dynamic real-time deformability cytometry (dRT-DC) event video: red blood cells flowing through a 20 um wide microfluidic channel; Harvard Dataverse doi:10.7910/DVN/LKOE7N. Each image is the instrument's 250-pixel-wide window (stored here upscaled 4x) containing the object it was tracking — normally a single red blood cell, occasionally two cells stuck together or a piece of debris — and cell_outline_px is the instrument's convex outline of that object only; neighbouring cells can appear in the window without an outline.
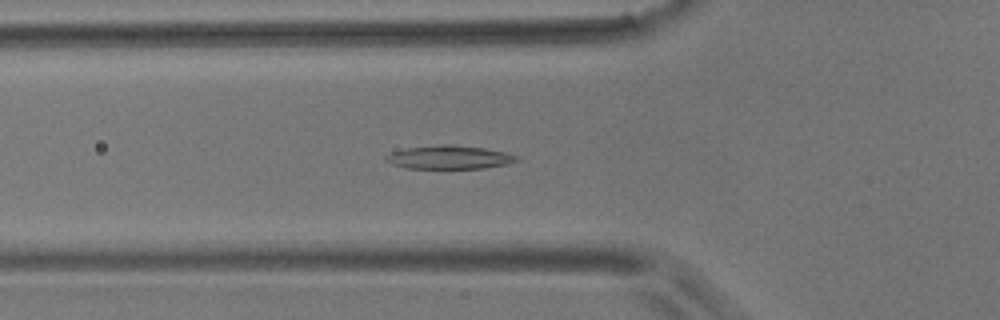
{"species": "common noctule bat (a hibernating species)", "species_latin": "Nyctalus noctula", "temperature_condition": "room temperature", "stored_images_in_passage": 54, "camera_frame_rate_fps": 3000, "um_per_image_px": 0.085, "animal": {"sex": "male", "body_mass_g": 17.9}, "frame": {"image": 1, "passage_image": 18, "time_ms": 5.667, "image_size_px": [1000, 320], "cell_outline_px": [[520, 160], [508, 164], [484, 168], [408, 168], [392, 164], [384, 160], [384, 156], [392, 152], [408, 148], [440, 144], [452, 144], [484, 148], [504, 152], [520, 156]], "centroid_in_image_um": [38.22, 13.36], "position_along_channel_um": 87.6, "area_um2": 17.92}}
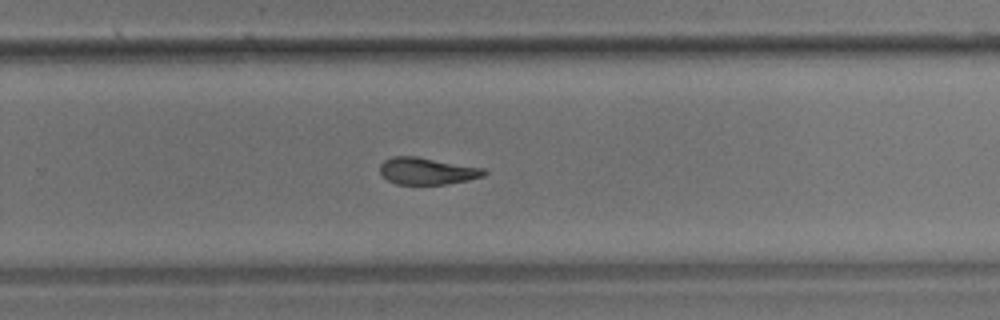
{"frame": {"image": 2, "passage_image": 35, "time_ms": 11.333, "image_size_px": [1000, 320], "cell_outline_px": [[488, 172], [484, 176], [468, 180], [444, 184], [396, 184], [388, 180], [380, 172], [380, 164], [384, 160], [392, 156], [416, 156], [484, 168]], "centroid_in_image_um": [36.3, 14.53], "position_along_channel_um": 293.5, "area_um2": 16.3}}
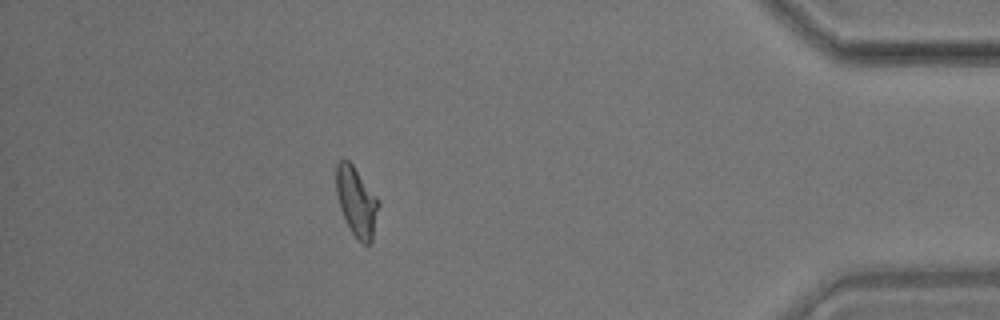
{"frame": {"image": 3, "passage_image": 48, "time_ms": 15.667, "image_size_px": [1000, 320], "cell_outline_px": [[380, 204], [372, 240], [368, 244], [364, 244], [356, 240], [344, 220], [340, 208], [336, 192], [336, 164], [340, 160], [348, 160], [352, 164], [380, 200]], "centroid_in_image_um": [30.31, 17.17], "position_along_channel_um": 404.9, "area_um2": 17.34}, "authors_computed_cell_mechanics": {"area_um2": 17.3978, "velocity_mm_per_s": 3.6325, "shape_relaxation_time_tau1_ms": 6.642, "shape_relaxation_time_tau2_ms": 5.8394, "deformation_change_tau1": 0.1797, "deformation_change_tau2": 0.1088}}